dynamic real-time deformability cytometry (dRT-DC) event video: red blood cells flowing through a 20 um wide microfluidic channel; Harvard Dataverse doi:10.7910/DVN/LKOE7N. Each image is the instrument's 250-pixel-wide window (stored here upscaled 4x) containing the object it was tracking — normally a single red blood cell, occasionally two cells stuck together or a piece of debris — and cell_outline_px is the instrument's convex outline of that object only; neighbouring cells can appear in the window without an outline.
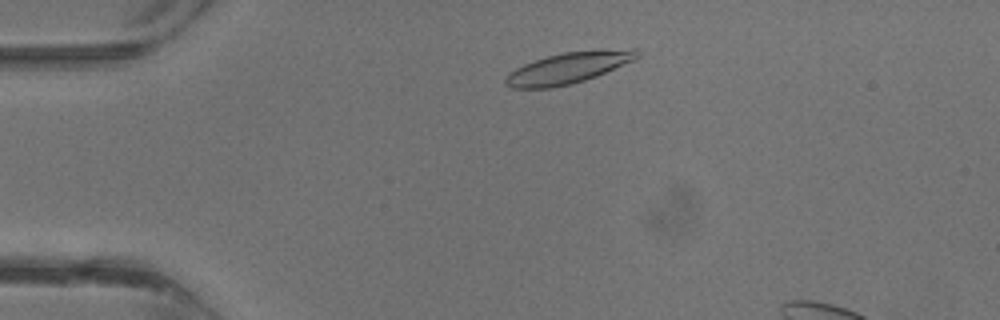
{"species": "common noctule bat (a hibernating species)", "species_latin": "Nyctalus noctula", "temperature_condition": "warm", "stored_images_in_passage": 8, "camera_frame_rate_fps": 3000, "um_per_image_px": 0.085, "animal": {"sex": "male", "body_mass_g": 13.3}, "frame": {"image": 1, "passage_image": 4, "time_ms": 1.0, "image_size_px": [1000, 320], "cell_outline_px": [[640, 56], [632, 60], [596, 76], [572, 84], [552, 88], [512, 88], [504, 84], [504, 80], [508, 72], [524, 64], [548, 56], [564, 52], [636, 48], [640, 52]], "centroid_in_image_um": [48.26, 5.78], "position_along_channel_um": 36.7, "area_um2": 23.58}}